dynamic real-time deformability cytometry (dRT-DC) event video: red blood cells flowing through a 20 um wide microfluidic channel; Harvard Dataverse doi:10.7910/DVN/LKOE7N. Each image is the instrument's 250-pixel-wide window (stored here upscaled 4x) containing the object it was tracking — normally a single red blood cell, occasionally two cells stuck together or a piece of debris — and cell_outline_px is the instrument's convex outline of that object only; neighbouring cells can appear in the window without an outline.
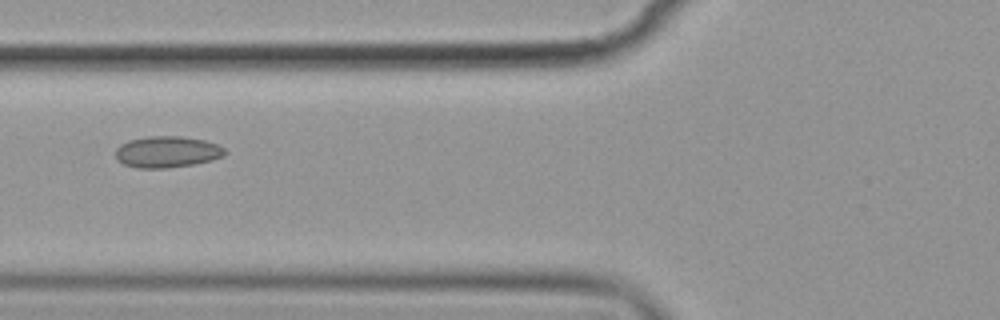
{"species": "common noctule bat (a hibernating species)", "species_latin": "Nyctalus noctula", "temperature_condition": "cold", "stored_images_in_passage": 10, "camera_frame_rate_fps": 3000, "um_per_image_px": 0.085, "animal": {"sex": "female", "body_mass_g": 19.9}, "frame": {"image": 1, "passage_image": 7, "time_ms": 7.0, "image_size_px": [1000, 320], "cell_outline_px": [[228, 152], [224, 156], [212, 160], [196, 164], [168, 168], [136, 168], [124, 164], [116, 160], [116, 148], [120, 144], [128, 140], [148, 136], [180, 136], [204, 140], [216, 144], [224, 148]], "centroid_in_image_um": [14.2, 12.91], "position_along_channel_um": 111.6, "area_um2": 20.23}}
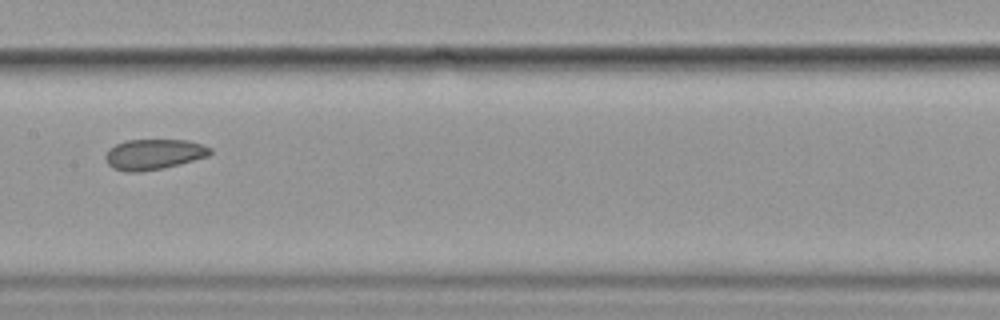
{"frame": {"image": 2, "passage_image": 9, "time_ms": 9.333, "image_size_px": [1000, 320], "cell_outline_px": [[212, 152], [208, 156], [180, 164], [164, 168], [140, 172], [128, 172], [112, 168], [108, 164], [104, 156], [108, 148], [124, 140], [188, 140], [204, 144], [212, 148]], "centroid_in_image_um": [13.07, 13.11], "position_along_channel_um": 194.3, "area_um2": 18.84}}
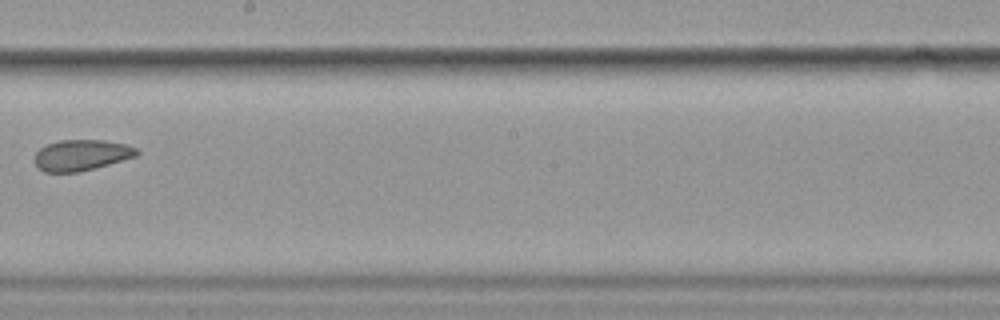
{"frame": {"image": 3, "passage_image": 10, "time_ms": 10.667, "image_size_px": [1000, 320], "cell_outline_px": [[140, 152], [136, 156], [96, 168], [80, 172], [44, 172], [36, 164], [36, 152], [40, 148], [48, 144], [60, 140], [104, 140], [124, 144], [136, 148]], "centroid_in_image_um": [6.94, 13.19], "position_along_channel_um": 241.3, "area_um2": 18.26}}